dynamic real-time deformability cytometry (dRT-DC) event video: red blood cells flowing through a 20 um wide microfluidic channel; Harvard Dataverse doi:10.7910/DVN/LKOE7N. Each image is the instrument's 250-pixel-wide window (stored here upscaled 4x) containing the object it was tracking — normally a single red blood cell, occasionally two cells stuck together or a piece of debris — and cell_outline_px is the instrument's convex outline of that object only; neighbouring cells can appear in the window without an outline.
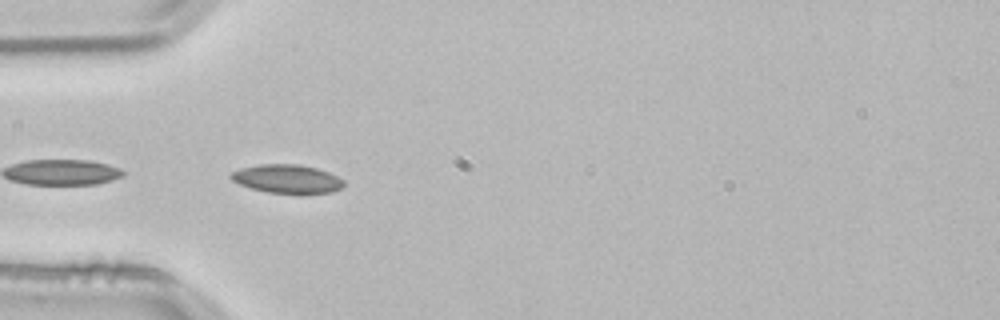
{"species": "common noctule bat (a hibernating species)", "species_latin": "Nyctalus noctula", "temperature_condition": "room temperature", "stored_images_in_passage": 19, "camera_frame_rate_fps": 3000, "um_per_image_px": 0.085, "animal": {"sex": "male", "body_mass_g": 21.5, "forearm_length_mm": 52.0}, "frame": {"image": 1, "passage_image": 16, "time_ms": 5.0, "image_size_px": [1000, 320], "cell_outline_px": [[344, 184], [340, 188], [332, 192], [304, 196], [300, 196], [268, 192], [252, 188], [240, 184], [232, 180], [228, 176], [232, 172], [240, 168], [260, 164], [300, 164], [316, 168], [328, 172], [344, 180]], "centroid_in_image_um": [24.43, 15.24], "position_along_channel_um": 60.6, "area_um2": 19.36}}